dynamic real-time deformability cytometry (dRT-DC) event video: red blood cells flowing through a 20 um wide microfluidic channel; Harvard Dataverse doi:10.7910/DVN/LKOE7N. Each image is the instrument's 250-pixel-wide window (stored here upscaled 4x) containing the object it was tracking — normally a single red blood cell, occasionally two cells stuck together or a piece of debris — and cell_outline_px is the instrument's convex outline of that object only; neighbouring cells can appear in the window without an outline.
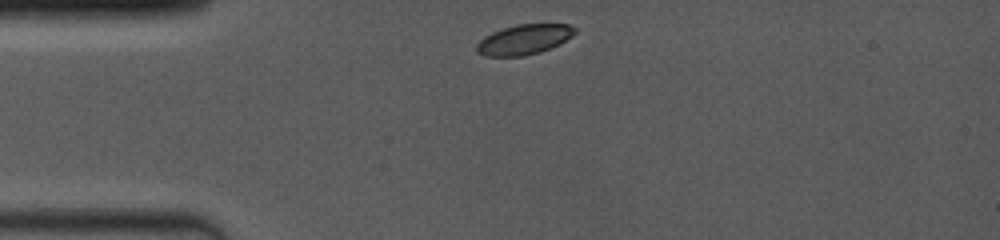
{"species": "common noctule bat (a hibernating species)", "species_latin": "Nyctalus noctula", "temperature_condition": "room temperature", "stored_images_in_passage": 2, "camera_frame_rate_fps": 4000, "um_per_image_px": 0.085, "animal": {"sex": "female", "body_mass_g": 19.0, "forearm_length_mm": 53.3}, "frame": {"image": 1, "passage_image": 1, "time_ms": 0.0, "image_size_px": [1000, 240], "cell_outline_px": [[576, 32], [572, 36], [560, 44], [540, 52], [524, 56], [484, 56], [476, 52], [476, 44], [484, 36], [492, 32], [516, 24], [568, 24], [576, 28]], "centroid_in_image_um": [44.54, 3.36], "position_along_channel_um": 40.5, "area_um2": 17.28}}